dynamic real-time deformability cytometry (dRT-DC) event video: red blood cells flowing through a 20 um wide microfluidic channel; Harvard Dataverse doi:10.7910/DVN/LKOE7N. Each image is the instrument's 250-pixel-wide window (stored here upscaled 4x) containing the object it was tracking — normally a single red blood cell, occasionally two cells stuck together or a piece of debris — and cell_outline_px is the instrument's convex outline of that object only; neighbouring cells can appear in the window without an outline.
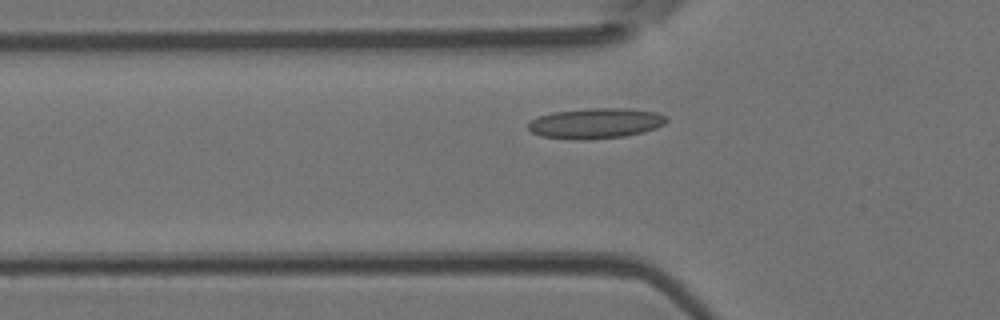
{"species": "Egyptian fruit bat (a non-hibernating species)", "species_latin": "Rousettus aegyptiacus", "temperature_condition": "room temperature", "stored_images_in_passage": 36, "camera_frame_rate_fps": 3000, "um_per_image_px": 0.085, "animal": {"sex": "female"}, "frame": {"image": 1, "passage_image": 7, "time_ms": 2.0, "image_size_px": [1000, 320], "cell_outline_px": [[668, 120], [664, 124], [656, 128], [624, 136], [584, 140], [572, 140], [540, 136], [532, 132], [528, 128], [528, 124], [532, 120], [540, 116], [552, 112], [592, 108], [624, 108], [656, 112], [668, 116]], "centroid_in_image_um": [50.63, 10.48], "position_along_channel_um": 75.2, "area_um2": 24.45}}
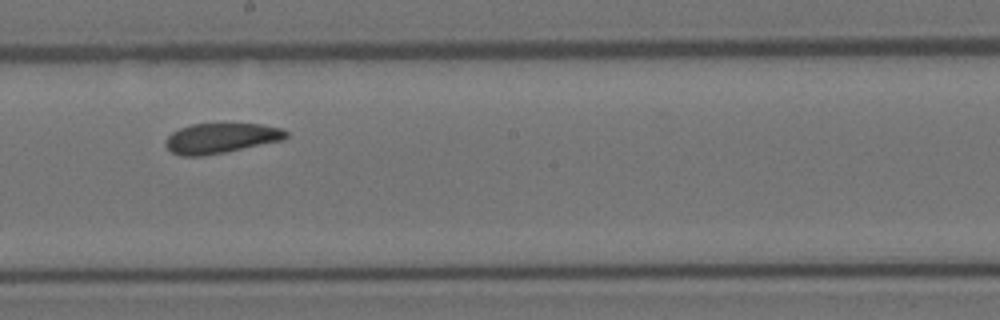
{"frame": {"image": 2, "passage_image": 19, "time_ms": 6.0, "image_size_px": [1000, 320], "cell_outline_px": [[288, 136], [284, 140], [204, 156], [180, 156], [172, 152], [164, 144], [164, 140], [172, 132], [180, 128], [192, 124], [260, 124], [280, 128], [288, 132]], "centroid_in_image_um": [18.76, 11.75], "position_along_channel_um": 229.4, "area_um2": 21.1}}
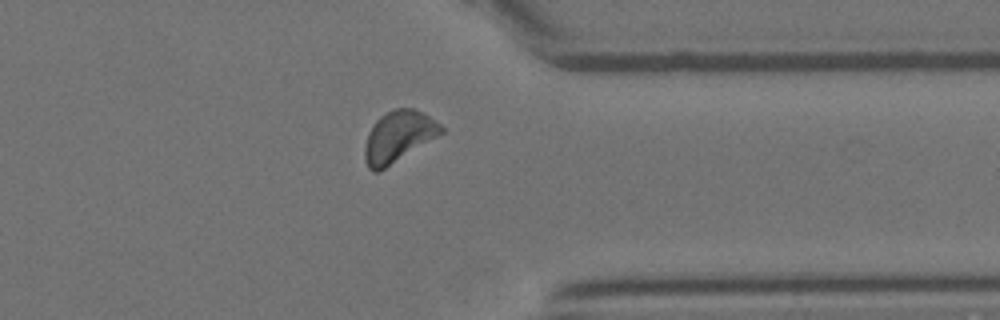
{"frame": {"image": 3, "passage_image": 31, "time_ms": 10.0, "image_size_px": [1000, 320], "cell_outline_px": [[444, 132], [380, 172], [372, 172], [368, 168], [364, 156], [364, 148], [368, 132], [376, 120], [380, 116], [396, 108], [412, 108], [424, 112], [440, 124], [444, 128]], "centroid_in_image_um": [33.85, 11.62], "position_along_channel_um": 377.5, "area_um2": 22.83}, "authors_computed_cell_mechanics": {"area_um2": 21.7328, "velocity_mm_per_s": 3.8471, "shape_relaxation_time_tau1_ms": null, "shape_relaxation_time_tau2_ms": 2.6718, "deformation_change_tau1": null, "deformation_change_tau2": 0.0848}}